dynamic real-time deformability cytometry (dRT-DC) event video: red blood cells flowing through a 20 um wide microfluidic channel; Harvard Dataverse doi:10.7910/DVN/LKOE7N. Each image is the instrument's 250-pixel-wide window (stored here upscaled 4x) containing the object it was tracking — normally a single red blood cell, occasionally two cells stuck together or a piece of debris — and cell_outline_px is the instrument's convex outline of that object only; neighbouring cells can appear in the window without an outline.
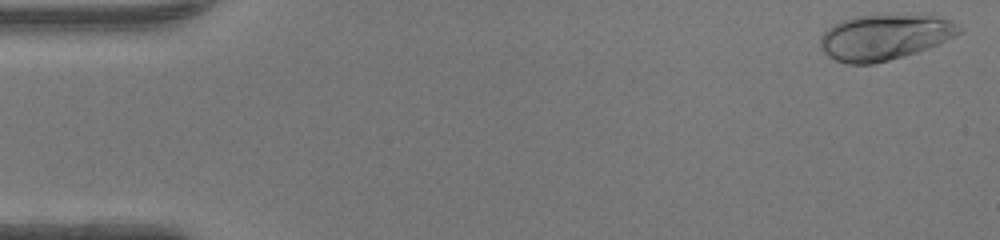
{"species": "human", "species_latin": "Homo sapiens", "temperature_condition": "warm", "stored_images_in_passage": 47, "camera_frame_rate_fps": 3000, "um_per_image_px": 0.085, "donor": {"sex": "female"}, "frame": {"image": 1, "passage_image": 1, "time_ms": 0.0, "image_size_px": [1000, 240], "cell_outline_px": [[964, 28], [960, 32], [928, 48], [904, 56], [872, 64], [848, 64], [836, 60], [828, 56], [820, 48], [820, 36], [828, 28], [844, 20], [856, 16], [928, 12], [932, 12]], "centroid_in_image_um": [75.22, 3.11], "position_along_channel_um": 9.8, "area_um2": 37.4}}
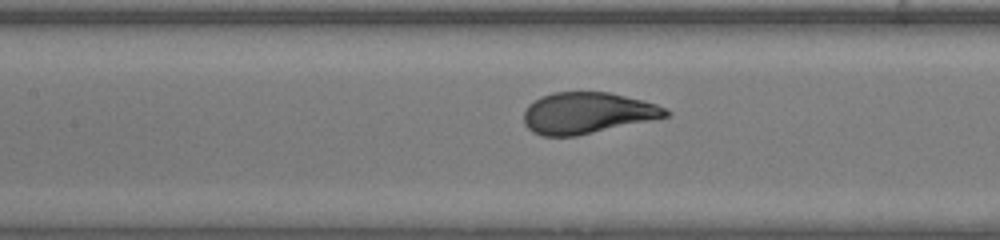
{"frame": {"image": 2, "passage_image": 21, "time_ms": 6.667, "image_size_px": [1000, 240], "cell_outline_px": [[672, 116], [576, 136], [540, 136], [532, 132], [524, 124], [524, 112], [528, 104], [540, 96], [552, 92], [608, 92], [644, 100], [668, 108], [672, 112]], "centroid_in_image_um": [49.95, 9.6], "position_along_channel_um": 157.5, "area_um2": 34.56}}
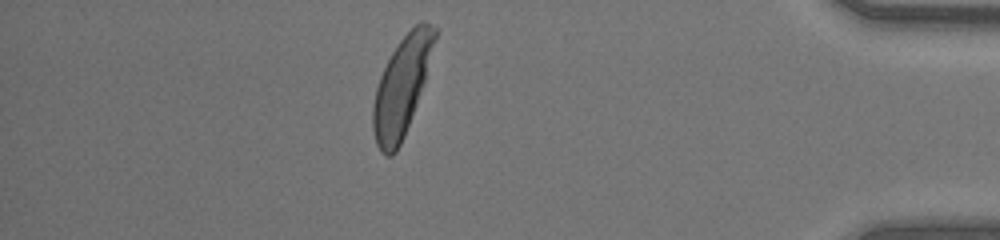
{"frame": {"image": 3, "passage_image": 41, "time_ms": 13.333, "image_size_px": [1000, 240], "cell_outline_px": [[436, 36], [424, 80], [416, 104], [404, 136], [396, 152], [392, 156], [384, 156], [380, 152], [376, 144], [372, 128], [372, 104], [376, 88], [380, 76], [392, 52], [400, 40], [420, 20], [424, 20], [436, 28]], "centroid_in_image_um": [34.11, 7.39], "position_along_channel_um": 401.1, "area_um2": 34.85}, "authors_computed_cell_mechanics": {"area_um2": 34.5066, "velocity_mm_per_s": 4.341, "shape_relaxation_time_tau1_ms": 2.5266, "shape_relaxation_time_tau2_ms": null, "deformation_change_tau1": 0.1816, "deformation_change_tau2": null}}